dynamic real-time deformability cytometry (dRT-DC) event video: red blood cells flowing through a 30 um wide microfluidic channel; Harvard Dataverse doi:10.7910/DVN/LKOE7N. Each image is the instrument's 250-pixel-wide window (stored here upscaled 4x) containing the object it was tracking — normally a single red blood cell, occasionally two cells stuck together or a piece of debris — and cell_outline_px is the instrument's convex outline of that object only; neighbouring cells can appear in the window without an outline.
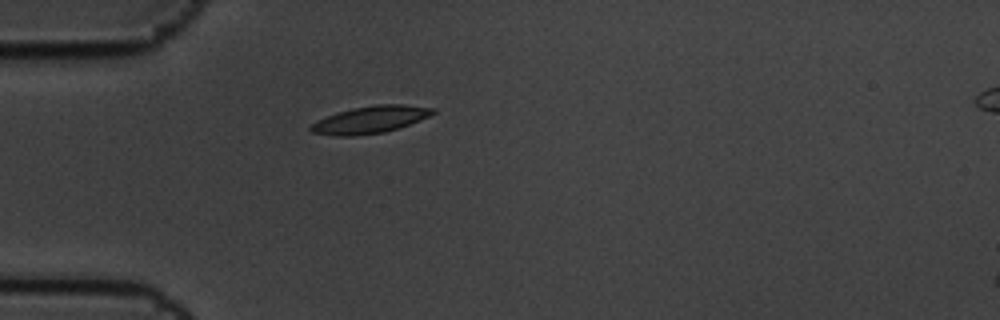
{"species": "common noctule bat (a hibernating species)", "species_latin": "Nyctalus noctula", "temperature_condition": "cold", "stored_images_in_passage": 2, "camera_frame_rate_fps": 3000, "um_per_image_px": 0.085, "animal": {"sex": "male", "body_mass_g": 19.5, "forearm_length_mm": 54.6}, "frame": {"image": 1, "passage_image": 1, "time_ms": 0.0, "image_size_px": [1000, 320], "cell_outline_px": [[436, 112], [420, 120], [384, 132], [352, 136], [340, 136], [312, 132], [308, 128], [316, 120], [336, 112], [352, 108], [376, 104], [404, 104], [436, 108]], "centroid_in_image_um": [31.46, 10.15], "position_along_channel_um": 53.5, "area_um2": 19.25}}